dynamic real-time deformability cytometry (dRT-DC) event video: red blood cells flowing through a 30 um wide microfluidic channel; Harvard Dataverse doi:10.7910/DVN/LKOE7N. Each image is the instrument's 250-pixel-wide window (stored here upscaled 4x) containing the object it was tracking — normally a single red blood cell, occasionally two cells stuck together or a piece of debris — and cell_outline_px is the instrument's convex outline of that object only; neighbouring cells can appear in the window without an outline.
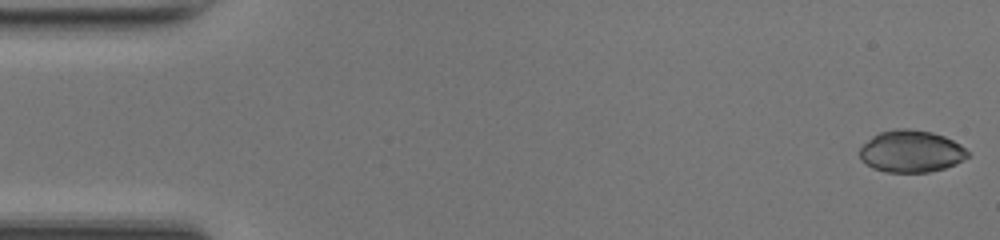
{"species": "common noctule bat (a hibernating species)", "species_latin": "Nyctalus noctula", "temperature_condition": "room temperature", "stored_images_in_passage": 49, "camera_frame_rate_fps": 3000, "um_per_image_px": 0.085, "animal": {"sex": "female", "body_mass_g": 17.0, "forearm_length_mm": 48.0}, "frame": {"image": 1, "passage_image": 1, "time_ms": 0.0, "image_size_px": [1000, 240], "cell_outline_px": [[968, 156], [956, 164], [944, 168], [928, 172], [884, 172], [872, 168], [860, 160], [860, 148], [872, 136], [880, 132], [896, 128], [908, 128], [932, 132], [944, 136], [960, 144], [968, 152]], "centroid_in_image_um": [77.42, 12.86], "position_along_channel_um": 7.6, "area_um2": 26.47}}
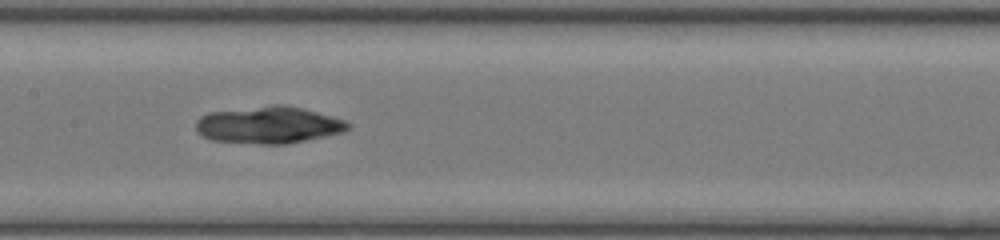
{"frame": {"image": 2, "passage_image": 24, "time_ms": 7.667, "image_size_px": [1000, 240], "cell_outline_px": [[352, 128], [344, 132], [284, 144], [260, 144], [212, 140], [204, 136], [196, 128], [196, 120], [200, 116], [208, 112], [272, 104], [280, 104], [300, 108], [316, 112], [344, 120], [352, 124]], "centroid_in_image_um": [22.83, 10.61], "position_along_channel_um": 184.6, "area_um2": 32.66}}
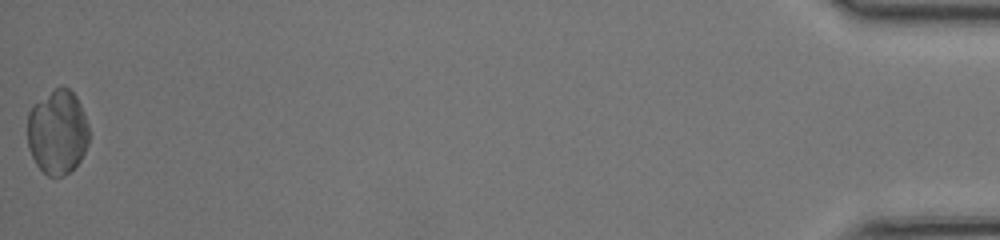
{"frame": {"image": 3, "passage_image": 49, "time_ms": 16.0, "image_size_px": [1000, 240], "cell_outline_px": [[88, 144], [80, 160], [64, 176], [48, 176], [36, 164], [28, 148], [28, 112], [36, 104], [60, 84], [64, 84], [76, 96], [80, 104], [88, 124]], "centroid_in_image_um": [4.89, 11.22], "position_along_channel_um": 430.3, "area_um2": 30.06}}